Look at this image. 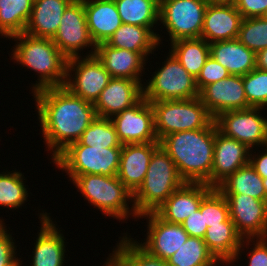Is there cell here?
Masks as SVG:
<instances>
[{
    "mask_svg": "<svg viewBox=\"0 0 267 266\" xmlns=\"http://www.w3.org/2000/svg\"><path fill=\"white\" fill-rule=\"evenodd\" d=\"M113 266H118L116 263H115V261L113 260Z\"/></svg>",
    "mask_w": 267,
    "mask_h": 266,
    "instance_id": "cell-51",
    "label": "cell"
},
{
    "mask_svg": "<svg viewBox=\"0 0 267 266\" xmlns=\"http://www.w3.org/2000/svg\"><path fill=\"white\" fill-rule=\"evenodd\" d=\"M250 150L245 144L221 133L215 123L211 187L217 188L236 170L249 164Z\"/></svg>",
    "mask_w": 267,
    "mask_h": 266,
    "instance_id": "cell-19",
    "label": "cell"
},
{
    "mask_svg": "<svg viewBox=\"0 0 267 266\" xmlns=\"http://www.w3.org/2000/svg\"><path fill=\"white\" fill-rule=\"evenodd\" d=\"M109 256L118 266H169L168 262L150 254L130 233H122Z\"/></svg>",
    "mask_w": 267,
    "mask_h": 266,
    "instance_id": "cell-30",
    "label": "cell"
},
{
    "mask_svg": "<svg viewBox=\"0 0 267 266\" xmlns=\"http://www.w3.org/2000/svg\"><path fill=\"white\" fill-rule=\"evenodd\" d=\"M212 187L203 183H184L156 210V214L169 223L181 224L197 211L203 197Z\"/></svg>",
    "mask_w": 267,
    "mask_h": 266,
    "instance_id": "cell-23",
    "label": "cell"
},
{
    "mask_svg": "<svg viewBox=\"0 0 267 266\" xmlns=\"http://www.w3.org/2000/svg\"><path fill=\"white\" fill-rule=\"evenodd\" d=\"M210 56L225 67L231 75L244 76L256 68V54L237 38L209 44Z\"/></svg>",
    "mask_w": 267,
    "mask_h": 266,
    "instance_id": "cell-26",
    "label": "cell"
},
{
    "mask_svg": "<svg viewBox=\"0 0 267 266\" xmlns=\"http://www.w3.org/2000/svg\"><path fill=\"white\" fill-rule=\"evenodd\" d=\"M149 102L159 141L172 133L205 128L213 120L200 97Z\"/></svg>",
    "mask_w": 267,
    "mask_h": 266,
    "instance_id": "cell-9",
    "label": "cell"
},
{
    "mask_svg": "<svg viewBox=\"0 0 267 266\" xmlns=\"http://www.w3.org/2000/svg\"><path fill=\"white\" fill-rule=\"evenodd\" d=\"M262 17L267 20V10L265 11Z\"/></svg>",
    "mask_w": 267,
    "mask_h": 266,
    "instance_id": "cell-50",
    "label": "cell"
},
{
    "mask_svg": "<svg viewBox=\"0 0 267 266\" xmlns=\"http://www.w3.org/2000/svg\"><path fill=\"white\" fill-rule=\"evenodd\" d=\"M229 205L230 219L244 238L267 237V201L245 194H223Z\"/></svg>",
    "mask_w": 267,
    "mask_h": 266,
    "instance_id": "cell-15",
    "label": "cell"
},
{
    "mask_svg": "<svg viewBox=\"0 0 267 266\" xmlns=\"http://www.w3.org/2000/svg\"><path fill=\"white\" fill-rule=\"evenodd\" d=\"M203 239L222 266L230 265L243 241L230 217L225 222L207 227Z\"/></svg>",
    "mask_w": 267,
    "mask_h": 266,
    "instance_id": "cell-27",
    "label": "cell"
},
{
    "mask_svg": "<svg viewBox=\"0 0 267 266\" xmlns=\"http://www.w3.org/2000/svg\"><path fill=\"white\" fill-rule=\"evenodd\" d=\"M52 40L67 59L95 55L96 44L88 31L83 0H73L68 5ZM86 49L88 52H85Z\"/></svg>",
    "mask_w": 267,
    "mask_h": 266,
    "instance_id": "cell-10",
    "label": "cell"
},
{
    "mask_svg": "<svg viewBox=\"0 0 267 266\" xmlns=\"http://www.w3.org/2000/svg\"><path fill=\"white\" fill-rule=\"evenodd\" d=\"M256 68L267 71V48L256 53Z\"/></svg>",
    "mask_w": 267,
    "mask_h": 266,
    "instance_id": "cell-46",
    "label": "cell"
},
{
    "mask_svg": "<svg viewBox=\"0 0 267 266\" xmlns=\"http://www.w3.org/2000/svg\"><path fill=\"white\" fill-rule=\"evenodd\" d=\"M263 110L251 107L226 111L214 120L218 130L225 136L234 138L249 149L260 148L267 145V115Z\"/></svg>",
    "mask_w": 267,
    "mask_h": 266,
    "instance_id": "cell-11",
    "label": "cell"
},
{
    "mask_svg": "<svg viewBox=\"0 0 267 266\" xmlns=\"http://www.w3.org/2000/svg\"><path fill=\"white\" fill-rule=\"evenodd\" d=\"M166 59L145 80L143 97L148 101L184 100L199 97L196 78L191 76L169 51ZM162 65V66H161ZM161 66V68H160Z\"/></svg>",
    "mask_w": 267,
    "mask_h": 266,
    "instance_id": "cell-7",
    "label": "cell"
},
{
    "mask_svg": "<svg viewBox=\"0 0 267 266\" xmlns=\"http://www.w3.org/2000/svg\"><path fill=\"white\" fill-rule=\"evenodd\" d=\"M237 40L255 54L267 48V20L263 17L243 18Z\"/></svg>",
    "mask_w": 267,
    "mask_h": 266,
    "instance_id": "cell-37",
    "label": "cell"
},
{
    "mask_svg": "<svg viewBox=\"0 0 267 266\" xmlns=\"http://www.w3.org/2000/svg\"><path fill=\"white\" fill-rule=\"evenodd\" d=\"M23 174L25 173L16 168L0 172V207H4L2 209L7 208L14 212L16 209H22V206L29 201L27 197L30 196L28 192L30 188L26 185L27 180Z\"/></svg>",
    "mask_w": 267,
    "mask_h": 266,
    "instance_id": "cell-34",
    "label": "cell"
},
{
    "mask_svg": "<svg viewBox=\"0 0 267 266\" xmlns=\"http://www.w3.org/2000/svg\"><path fill=\"white\" fill-rule=\"evenodd\" d=\"M208 4H235L236 0H205Z\"/></svg>",
    "mask_w": 267,
    "mask_h": 266,
    "instance_id": "cell-47",
    "label": "cell"
},
{
    "mask_svg": "<svg viewBox=\"0 0 267 266\" xmlns=\"http://www.w3.org/2000/svg\"><path fill=\"white\" fill-rule=\"evenodd\" d=\"M184 183L174 161L159 146L152 154L142 185L133 194V204L137 216L156 212L169 196Z\"/></svg>",
    "mask_w": 267,
    "mask_h": 266,
    "instance_id": "cell-5",
    "label": "cell"
},
{
    "mask_svg": "<svg viewBox=\"0 0 267 266\" xmlns=\"http://www.w3.org/2000/svg\"><path fill=\"white\" fill-rule=\"evenodd\" d=\"M258 149L259 148H254L250 150L249 163L262 178H266L267 177V145L260 147L261 150H258ZM255 150L256 151L258 150L257 153Z\"/></svg>",
    "mask_w": 267,
    "mask_h": 266,
    "instance_id": "cell-45",
    "label": "cell"
},
{
    "mask_svg": "<svg viewBox=\"0 0 267 266\" xmlns=\"http://www.w3.org/2000/svg\"><path fill=\"white\" fill-rule=\"evenodd\" d=\"M106 43L111 47L138 53H154L163 47L159 46L157 36L148 27L124 23Z\"/></svg>",
    "mask_w": 267,
    "mask_h": 266,
    "instance_id": "cell-28",
    "label": "cell"
},
{
    "mask_svg": "<svg viewBox=\"0 0 267 266\" xmlns=\"http://www.w3.org/2000/svg\"><path fill=\"white\" fill-rule=\"evenodd\" d=\"M230 75L225 67L219 64L213 57L209 56L196 79L199 92L208 84L224 80Z\"/></svg>",
    "mask_w": 267,
    "mask_h": 266,
    "instance_id": "cell-42",
    "label": "cell"
},
{
    "mask_svg": "<svg viewBox=\"0 0 267 266\" xmlns=\"http://www.w3.org/2000/svg\"><path fill=\"white\" fill-rule=\"evenodd\" d=\"M143 97V86L128 78H111L94 104L98 117L112 118Z\"/></svg>",
    "mask_w": 267,
    "mask_h": 266,
    "instance_id": "cell-20",
    "label": "cell"
},
{
    "mask_svg": "<svg viewBox=\"0 0 267 266\" xmlns=\"http://www.w3.org/2000/svg\"><path fill=\"white\" fill-rule=\"evenodd\" d=\"M243 16L234 4H208L204 14L201 38L209 44L236 39Z\"/></svg>",
    "mask_w": 267,
    "mask_h": 266,
    "instance_id": "cell-22",
    "label": "cell"
},
{
    "mask_svg": "<svg viewBox=\"0 0 267 266\" xmlns=\"http://www.w3.org/2000/svg\"><path fill=\"white\" fill-rule=\"evenodd\" d=\"M122 147H92L68 145L53 160L56 168L68 175L72 182L79 175L100 174L116 176Z\"/></svg>",
    "mask_w": 267,
    "mask_h": 266,
    "instance_id": "cell-6",
    "label": "cell"
},
{
    "mask_svg": "<svg viewBox=\"0 0 267 266\" xmlns=\"http://www.w3.org/2000/svg\"><path fill=\"white\" fill-rule=\"evenodd\" d=\"M121 22L148 27L156 36L159 28L160 0H114Z\"/></svg>",
    "mask_w": 267,
    "mask_h": 266,
    "instance_id": "cell-29",
    "label": "cell"
},
{
    "mask_svg": "<svg viewBox=\"0 0 267 266\" xmlns=\"http://www.w3.org/2000/svg\"><path fill=\"white\" fill-rule=\"evenodd\" d=\"M170 51L187 72L197 79L207 58L210 56L209 43L202 39H180L170 43Z\"/></svg>",
    "mask_w": 267,
    "mask_h": 266,
    "instance_id": "cell-31",
    "label": "cell"
},
{
    "mask_svg": "<svg viewBox=\"0 0 267 266\" xmlns=\"http://www.w3.org/2000/svg\"><path fill=\"white\" fill-rule=\"evenodd\" d=\"M217 189L222 194H245L258 200L267 201L263 178L250 163L236 170Z\"/></svg>",
    "mask_w": 267,
    "mask_h": 266,
    "instance_id": "cell-33",
    "label": "cell"
},
{
    "mask_svg": "<svg viewBox=\"0 0 267 266\" xmlns=\"http://www.w3.org/2000/svg\"><path fill=\"white\" fill-rule=\"evenodd\" d=\"M145 218L147 231L144 240L138 243L150 254L167 261L189 237L181 224L169 223L161 219L155 212L138 217ZM141 241V242H140Z\"/></svg>",
    "mask_w": 267,
    "mask_h": 266,
    "instance_id": "cell-16",
    "label": "cell"
},
{
    "mask_svg": "<svg viewBox=\"0 0 267 266\" xmlns=\"http://www.w3.org/2000/svg\"><path fill=\"white\" fill-rule=\"evenodd\" d=\"M31 96L45 151L52 154L49 160L77 142L97 116L94 104L73 95L65 86L42 89Z\"/></svg>",
    "mask_w": 267,
    "mask_h": 266,
    "instance_id": "cell-1",
    "label": "cell"
},
{
    "mask_svg": "<svg viewBox=\"0 0 267 266\" xmlns=\"http://www.w3.org/2000/svg\"><path fill=\"white\" fill-rule=\"evenodd\" d=\"M6 225L5 220L0 217V266H22L23 260L18 257L20 252L17 249L20 245L15 243L13 232L7 230Z\"/></svg>",
    "mask_w": 267,
    "mask_h": 266,
    "instance_id": "cell-41",
    "label": "cell"
},
{
    "mask_svg": "<svg viewBox=\"0 0 267 266\" xmlns=\"http://www.w3.org/2000/svg\"><path fill=\"white\" fill-rule=\"evenodd\" d=\"M150 54L151 56H157L154 53H138L127 49L111 47L106 42L99 43L96 46L95 53L112 78L136 80L142 86L144 85V80H146L144 78L145 75H148L145 69H148L146 68V63L151 59L149 58Z\"/></svg>",
    "mask_w": 267,
    "mask_h": 266,
    "instance_id": "cell-18",
    "label": "cell"
},
{
    "mask_svg": "<svg viewBox=\"0 0 267 266\" xmlns=\"http://www.w3.org/2000/svg\"><path fill=\"white\" fill-rule=\"evenodd\" d=\"M111 78L96 55L67 60L65 87L87 102L95 104Z\"/></svg>",
    "mask_w": 267,
    "mask_h": 266,
    "instance_id": "cell-12",
    "label": "cell"
},
{
    "mask_svg": "<svg viewBox=\"0 0 267 266\" xmlns=\"http://www.w3.org/2000/svg\"><path fill=\"white\" fill-rule=\"evenodd\" d=\"M159 143L174 161L185 183H203L211 187L214 119L205 128L172 133L163 137Z\"/></svg>",
    "mask_w": 267,
    "mask_h": 266,
    "instance_id": "cell-2",
    "label": "cell"
},
{
    "mask_svg": "<svg viewBox=\"0 0 267 266\" xmlns=\"http://www.w3.org/2000/svg\"><path fill=\"white\" fill-rule=\"evenodd\" d=\"M50 215L51 213L46 212L45 209H41V212L38 213L40 232H37L36 240L32 244L34 247L32 254L29 255L31 257L29 266H65L68 261L65 260L68 256L65 253H67L66 244L69 242H66L62 227L59 228L57 222Z\"/></svg>",
    "mask_w": 267,
    "mask_h": 266,
    "instance_id": "cell-14",
    "label": "cell"
},
{
    "mask_svg": "<svg viewBox=\"0 0 267 266\" xmlns=\"http://www.w3.org/2000/svg\"><path fill=\"white\" fill-rule=\"evenodd\" d=\"M207 5L205 0H160L158 28L161 31L157 32L159 46L165 37L163 33L169 36L166 42L170 43L180 39L201 38Z\"/></svg>",
    "mask_w": 267,
    "mask_h": 266,
    "instance_id": "cell-8",
    "label": "cell"
},
{
    "mask_svg": "<svg viewBox=\"0 0 267 266\" xmlns=\"http://www.w3.org/2000/svg\"><path fill=\"white\" fill-rule=\"evenodd\" d=\"M159 146V142L122 145L117 176L132 194L142 185L152 154Z\"/></svg>",
    "mask_w": 267,
    "mask_h": 266,
    "instance_id": "cell-21",
    "label": "cell"
},
{
    "mask_svg": "<svg viewBox=\"0 0 267 266\" xmlns=\"http://www.w3.org/2000/svg\"><path fill=\"white\" fill-rule=\"evenodd\" d=\"M102 266H113V259L108 255Z\"/></svg>",
    "mask_w": 267,
    "mask_h": 266,
    "instance_id": "cell-48",
    "label": "cell"
},
{
    "mask_svg": "<svg viewBox=\"0 0 267 266\" xmlns=\"http://www.w3.org/2000/svg\"><path fill=\"white\" fill-rule=\"evenodd\" d=\"M199 209L204 212L208 227L225 222L230 217L227 199L217 188H212L203 197Z\"/></svg>",
    "mask_w": 267,
    "mask_h": 266,
    "instance_id": "cell-39",
    "label": "cell"
},
{
    "mask_svg": "<svg viewBox=\"0 0 267 266\" xmlns=\"http://www.w3.org/2000/svg\"><path fill=\"white\" fill-rule=\"evenodd\" d=\"M70 145H85L103 148L122 147L111 119L98 116H96L88 128L83 132L80 139Z\"/></svg>",
    "mask_w": 267,
    "mask_h": 266,
    "instance_id": "cell-36",
    "label": "cell"
},
{
    "mask_svg": "<svg viewBox=\"0 0 267 266\" xmlns=\"http://www.w3.org/2000/svg\"><path fill=\"white\" fill-rule=\"evenodd\" d=\"M253 245V246H252ZM246 249L248 258V266H267V237L265 238H244L239 247L236 256L230 263L232 266L235 262L241 259L243 251ZM251 249V250H248ZM233 263V264H232Z\"/></svg>",
    "mask_w": 267,
    "mask_h": 266,
    "instance_id": "cell-40",
    "label": "cell"
},
{
    "mask_svg": "<svg viewBox=\"0 0 267 266\" xmlns=\"http://www.w3.org/2000/svg\"><path fill=\"white\" fill-rule=\"evenodd\" d=\"M73 0H34L25 33L41 38H53L63 12Z\"/></svg>",
    "mask_w": 267,
    "mask_h": 266,
    "instance_id": "cell-25",
    "label": "cell"
},
{
    "mask_svg": "<svg viewBox=\"0 0 267 266\" xmlns=\"http://www.w3.org/2000/svg\"><path fill=\"white\" fill-rule=\"evenodd\" d=\"M14 45L10 60L34 71L37 80L31 83V93L46 88L63 87L66 83L67 58L59 51L51 38L31 36L25 32L9 38Z\"/></svg>",
    "mask_w": 267,
    "mask_h": 266,
    "instance_id": "cell-3",
    "label": "cell"
},
{
    "mask_svg": "<svg viewBox=\"0 0 267 266\" xmlns=\"http://www.w3.org/2000/svg\"><path fill=\"white\" fill-rule=\"evenodd\" d=\"M199 97L213 119L226 111L251 108L245 95L243 76L239 75L208 84Z\"/></svg>",
    "mask_w": 267,
    "mask_h": 266,
    "instance_id": "cell-17",
    "label": "cell"
},
{
    "mask_svg": "<svg viewBox=\"0 0 267 266\" xmlns=\"http://www.w3.org/2000/svg\"><path fill=\"white\" fill-rule=\"evenodd\" d=\"M169 266H221L209 251L203 238L188 237L187 241L167 260Z\"/></svg>",
    "mask_w": 267,
    "mask_h": 266,
    "instance_id": "cell-35",
    "label": "cell"
},
{
    "mask_svg": "<svg viewBox=\"0 0 267 266\" xmlns=\"http://www.w3.org/2000/svg\"><path fill=\"white\" fill-rule=\"evenodd\" d=\"M110 119L122 145L159 142L155 132L154 111L144 97Z\"/></svg>",
    "mask_w": 267,
    "mask_h": 266,
    "instance_id": "cell-13",
    "label": "cell"
},
{
    "mask_svg": "<svg viewBox=\"0 0 267 266\" xmlns=\"http://www.w3.org/2000/svg\"><path fill=\"white\" fill-rule=\"evenodd\" d=\"M84 201L102 212V215L118 220L119 223L134 217L137 221L133 204V194L119 180L118 176L86 174L77 176L72 182ZM130 204V205H129ZM131 206V207H130ZM136 219V220H135Z\"/></svg>",
    "mask_w": 267,
    "mask_h": 266,
    "instance_id": "cell-4",
    "label": "cell"
},
{
    "mask_svg": "<svg viewBox=\"0 0 267 266\" xmlns=\"http://www.w3.org/2000/svg\"><path fill=\"white\" fill-rule=\"evenodd\" d=\"M181 225L190 237L199 238H204L208 227L204 220V212H201L200 209L190 214Z\"/></svg>",
    "mask_w": 267,
    "mask_h": 266,
    "instance_id": "cell-43",
    "label": "cell"
},
{
    "mask_svg": "<svg viewBox=\"0 0 267 266\" xmlns=\"http://www.w3.org/2000/svg\"><path fill=\"white\" fill-rule=\"evenodd\" d=\"M243 85L249 106L267 110V71L253 69L243 76Z\"/></svg>",
    "mask_w": 267,
    "mask_h": 266,
    "instance_id": "cell-38",
    "label": "cell"
},
{
    "mask_svg": "<svg viewBox=\"0 0 267 266\" xmlns=\"http://www.w3.org/2000/svg\"><path fill=\"white\" fill-rule=\"evenodd\" d=\"M234 5L243 18L262 17L267 10V0H236Z\"/></svg>",
    "mask_w": 267,
    "mask_h": 266,
    "instance_id": "cell-44",
    "label": "cell"
},
{
    "mask_svg": "<svg viewBox=\"0 0 267 266\" xmlns=\"http://www.w3.org/2000/svg\"><path fill=\"white\" fill-rule=\"evenodd\" d=\"M87 26L92 41L107 42L122 25L114 0H83Z\"/></svg>",
    "mask_w": 267,
    "mask_h": 266,
    "instance_id": "cell-24",
    "label": "cell"
},
{
    "mask_svg": "<svg viewBox=\"0 0 267 266\" xmlns=\"http://www.w3.org/2000/svg\"><path fill=\"white\" fill-rule=\"evenodd\" d=\"M263 185H264V189H265V192H266V195H267V177L263 178Z\"/></svg>",
    "mask_w": 267,
    "mask_h": 266,
    "instance_id": "cell-49",
    "label": "cell"
},
{
    "mask_svg": "<svg viewBox=\"0 0 267 266\" xmlns=\"http://www.w3.org/2000/svg\"><path fill=\"white\" fill-rule=\"evenodd\" d=\"M34 0H0V37L10 38L25 32Z\"/></svg>",
    "mask_w": 267,
    "mask_h": 266,
    "instance_id": "cell-32",
    "label": "cell"
}]
</instances>
